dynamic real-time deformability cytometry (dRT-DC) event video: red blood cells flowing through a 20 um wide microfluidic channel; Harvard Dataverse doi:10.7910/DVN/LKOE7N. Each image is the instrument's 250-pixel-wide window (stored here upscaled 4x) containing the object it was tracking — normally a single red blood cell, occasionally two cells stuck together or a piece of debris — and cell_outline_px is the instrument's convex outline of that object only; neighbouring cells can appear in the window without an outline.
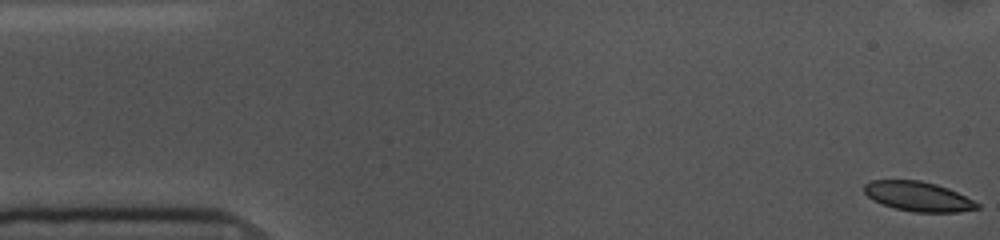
{"species": "common noctule bat (a hibernating species)", "species_latin": "Nyctalus noctula", "temperature_condition": "cold", "stored_images_in_passage": 27, "camera_frame_rate_fps": 3000, "um_per_image_px": 0.085, "animal": {"sex": "female", "body_mass_g": 10.0, "forearm_length_mm": 53.1}, "frame": {"image": 1, "passage_image": 1, "time_ms": 0.0, "image_size_px": [1000, 240], "cell_outline_px": [[980, 208], [960, 212], [912, 212], [896, 208], [872, 200], [864, 192], [864, 184], [872, 180], [920, 180], [936, 184], [948, 188], [980, 204]], "centroid_in_image_um": [78.04, 16.69], "position_along_channel_um": 7.0, "area_um2": 19.42}}
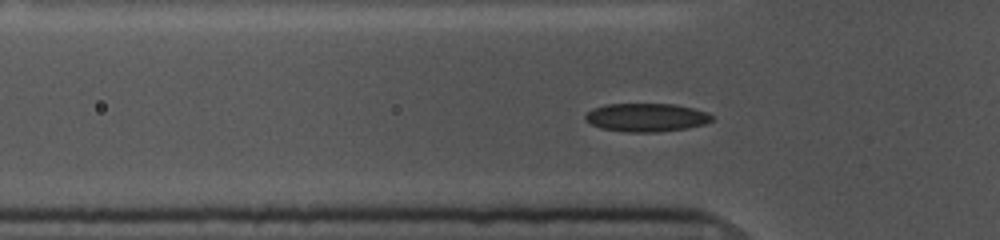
{"frame": {"image": 2, "passage_image": 16, "time_ms": 5.0, "image_size_px": [1000, 240], "cell_outline_px": [[712, 120], [704, 124], [688, 128], [656, 132], [628, 132], [600, 128], [592, 124], [584, 116], [592, 108], [604, 104], [676, 104], [708, 112], [712, 116]], "centroid_in_image_um": [54.95, 9.98], "position_along_channel_um": 70.9, "area_um2": 20.87}}
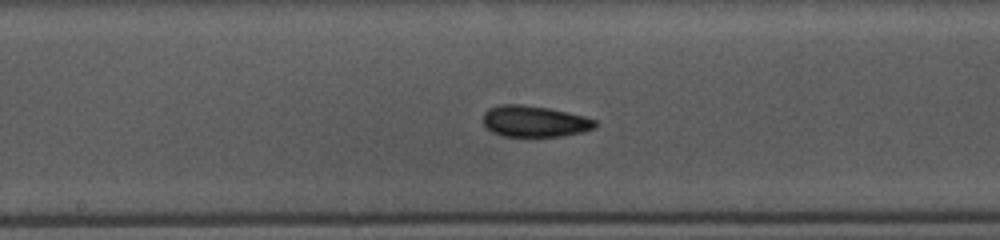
{"frame": {"image": 3, "passage_image": 27, "time_ms": 8.667, "image_size_px": [1000, 240], "cell_outline_px": [[596, 128], [584, 132], [560, 136], [504, 136], [492, 132], [484, 124], [484, 112], [488, 108], [500, 104], [520, 104], [548, 108], [568, 112], [584, 116], [596, 120]], "centroid_in_image_um": [45.45, 10.31], "position_along_channel_um": 202.8, "area_um2": 20.4}}